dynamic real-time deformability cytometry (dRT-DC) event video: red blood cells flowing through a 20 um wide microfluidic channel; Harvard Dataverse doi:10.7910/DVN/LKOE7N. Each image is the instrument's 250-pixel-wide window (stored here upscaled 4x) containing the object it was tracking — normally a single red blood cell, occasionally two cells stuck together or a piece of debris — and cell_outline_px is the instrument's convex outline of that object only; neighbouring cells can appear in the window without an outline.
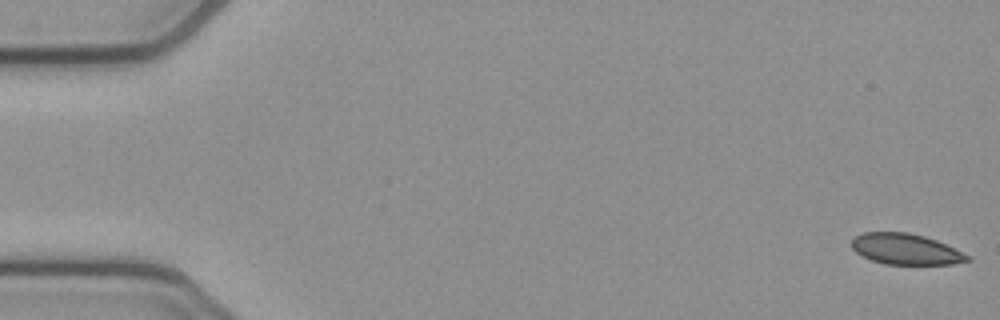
{"species": "common noctule bat (a hibernating species)", "species_latin": "Nyctalus noctula", "temperature_condition": "cold", "stored_images_in_passage": 53, "camera_frame_rate_fps": 3000, "um_per_image_px": 0.085, "animal": {"sex": "female", "body_mass_g": 21.9}, "frame": {"image": 1, "passage_image": 1, "time_ms": 0.0, "image_size_px": [1000, 320], "cell_outline_px": [[972, 260], [952, 264], [884, 264], [872, 260], [856, 252], [852, 248], [852, 236], [864, 232], [908, 232], [924, 236], [936, 240], [972, 256]], "centroid_in_image_um": [77.0, 21.17], "position_along_channel_um": 8.0, "area_um2": 20.87}}
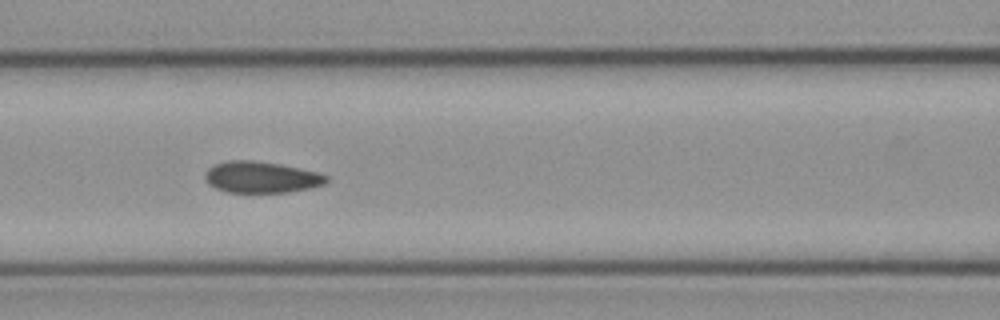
{"frame": {"image": 2, "passage_image": 23, "time_ms": 7.333, "image_size_px": [1000, 320], "cell_outline_px": [[332, 180], [324, 184], [312, 188], [288, 192], [228, 192], [216, 188], [208, 184], [204, 180], [204, 176], [208, 168], [216, 164], [228, 160], [252, 160], [280, 164], [320, 172], [328, 176]], "centroid_in_image_um": [22.25, 15.06], "position_along_channel_um": 144.3, "area_um2": 22.43}}
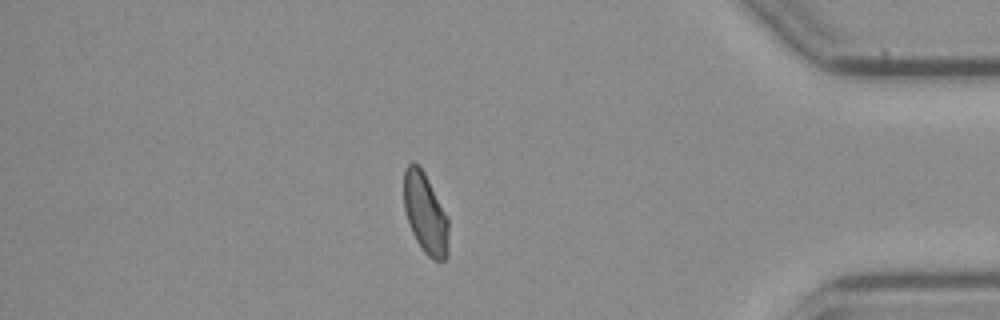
{"frame": {"image": 3, "passage_image": 46, "time_ms": 15.0, "image_size_px": [1000, 320], "cell_outline_px": [[448, 256], [444, 260], [432, 260], [424, 252], [416, 240], [412, 232], [404, 208], [404, 168], [412, 160], [424, 172], [448, 216]], "centroid_in_image_um": [36.16, 18.14], "position_along_channel_um": 399.0, "area_um2": 21.04}, "authors_computed_cell_mechanics": {"area_um2": 22.253, "velocity_mm_per_s": 3.8216, "shape_relaxation_time_tau1_ms": null, "shape_relaxation_time_tau2_ms": 3.2969, "deformation_change_tau1": null, "deformation_change_tau2": 0.0435}}